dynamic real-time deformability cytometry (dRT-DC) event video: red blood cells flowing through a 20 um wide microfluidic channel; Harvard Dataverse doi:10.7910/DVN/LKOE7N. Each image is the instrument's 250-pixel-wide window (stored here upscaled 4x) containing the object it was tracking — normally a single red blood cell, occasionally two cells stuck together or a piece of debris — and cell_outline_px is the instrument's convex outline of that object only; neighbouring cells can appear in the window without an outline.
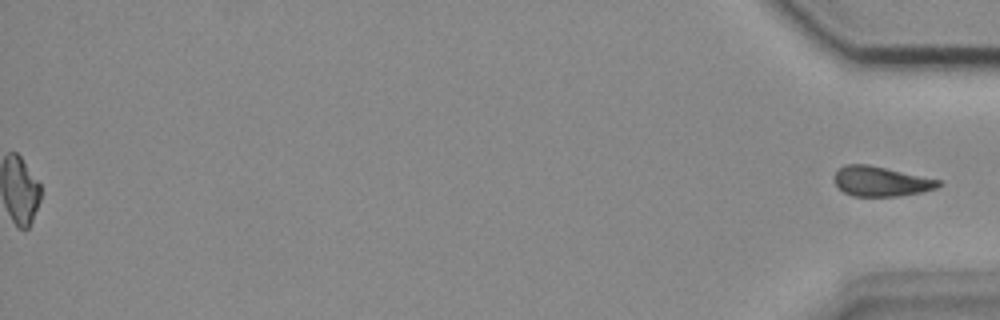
{"species": "common noctule bat (a hibernating species)", "species_latin": "Nyctalus noctula", "temperature_condition": "cold", "stored_images_in_passage": 44, "segment_of_instrument_passage": [2, 2], "camera_frame_rate_fps": 3000, "um_per_image_px": 0.085, "animal": {"sex": "female", "body_mass_g": 18.4}, "frame": {"image": 1, "passage_image": 44, "time_ms": 14.333, "image_size_px": [1000, 320], "cell_outline_px": [[944, 184], [936, 188], [920, 192], [900, 196], [852, 196], [844, 192], [832, 180], [832, 176], [844, 164], [868, 164], [940, 180]], "centroid_in_image_um": [74.85, 15.41], "position_along_channel_um": 360.3, "area_um2": 18.15}}